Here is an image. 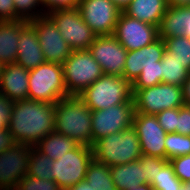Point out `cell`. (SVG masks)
Returning <instances> with one entry per match:
<instances>
[{
	"instance_id": "c3c4849f",
	"label": "cell",
	"mask_w": 190,
	"mask_h": 190,
	"mask_svg": "<svg viewBox=\"0 0 190 190\" xmlns=\"http://www.w3.org/2000/svg\"><path fill=\"white\" fill-rule=\"evenodd\" d=\"M180 190H190V181L182 183Z\"/></svg>"
},
{
	"instance_id": "2e32d148",
	"label": "cell",
	"mask_w": 190,
	"mask_h": 190,
	"mask_svg": "<svg viewBox=\"0 0 190 190\" xmlns=\"http://www.w3.org/2000/svg\"><path fill=\"white\" fill-rule=\"evenodd\" d=\"M30 146L16 143L0 153V189L18 187L27 174Z\"/></svg>"
},
{
	"instance_id": "603a6c76",
	"label": "cell",
	"mask_w": 190,
	"mask_h": 190,
	"mask_svg": "<svg viewBox=\"0 0 190 190\" xmlns=\"http://www.w3.org/2000/svg\"><path fill=\"white\" fill-rule=\"evenodd\" d=\"M78 143L73 139L53 131L41 139L34 147L42 154L47 155L53 160L65 155L68 151L74 149Z\"/></svg>"
},
{
	"instance_id": "44dd1931",
	"label": "cell",
	"mask_w": 190,
	"mask_h": 190,
	"mask_svg": "<svg viewBox=\"0 0 190 190\" xmlns=\"http://www.w3.org/2000/svg\"><path fill=\"white\" fill-rule=\"evenodd\" d=\"M21 33V19L0 21V62L4 65L15 63Z\"/></svg>"
},
{
	"instance_id": "d590c367",
	"label": "cell",
	"mask_w": 190,
	"mask_h": 190,
	"mask_svg": "<svg viewBox=\"0 0 190 190\" xmlns=\"http://www.w3.org/2000/svg\"><path fill=\"white\" fill-rule=\"evenodd\" d=\"M155 116L166 133H177V108L166 109Z\"/></svg>"
},
{
	"instance_id": "ba28073f",
	"label": "cell",
	"mask_w": 190,
	"mask_h": 190,
	"mask_svg": "<svg viewBox=\"0 0 190 190\" xmlns=\"http://www.w3.org/2000/svg\"><path fill=\"white\" fill-rule=\"evenodd\" d=\"M93 160L92 147L78 144L65 155L53 160L52 180L62 190H67L85 180L86 172Z\"/></svg>"
},
{
	"instance_id": "d4e9b609",
	"label": "cell",
	"mask_w": 190,
	"mask_h": 190,
	"mask_svg": "<svg viewBox=\"0 0 190 190\" xmlns=\"http://www.w3.org/2000/svg\"><path fill=\"white\" fill-rule=\"evenodd\" d=\"M85 180L94 190H117L114 185L110 166L93 160L88 167Z\"/></svg>"
},
{
	"instance_id": "52a82bcc",
	"label": "cell",
	"mask_w": 190,
	"mask_h": 190,
	"mask_svg": "<svg viewBox=\"0 0 190 190\" xmlns=\"http://www.w3.org/2000/svg\"><path fill=\"white\" fill-rule=\"evenodd\" d=\"M132 93L135 113L156 115L185 105L182 86L159 83L145 89H132Z\"/></svg>"
},
{
	"instance_id": "d6a6232c",
	"label": "cell",
	"mask_w": 190,
	"mask_h": 190,
	"mask_svg": "<svg viewBox=\"0 0 190 190\" xmlns=\"http://www.w3.org/2000/svg\"><path fill=\"white\" fill-rule=\"evenodd\" d=\"M140 164L143 165V172L145 176V184H152L155 177L161 169L169 162L167 159H162L154 156L142 154L138 159Z\"/></svg>"
},
{
	"instance_id": "d6986e66",
	"label": "cell",
	"mask_w": 190,
	"mask_h": 190,
	"mask_svg": "<svg viewBox=\"0 0 190 190\" xmlns=\"http://www.w3.org/2000/svg\"><path fill=\"white\" fill-rule=\"evenodd\" d=\"M28 80L29 69L16 63L7 64L0 80V93L13 102L28 99Z\"/></svg>"
},
{
	"instance_id": "f6af8a7d",
	"label": "cell",
	"mask_w": 190,
	"mask_h": 190,
	"mask_svg": "<svg viewBox=\"0 0 190 190\" xmlns=\"http://www.w3.org/2000/svg\"><path fill=\"white\" fill-rule=\"evenodd\" d=\"M67 190H94L86 180L78 182L76 185L68 188Z\"/></svg>"
},
{
	"instance_id": "8fae6325",
	"label": "cell",
	"mask_w": 190,
	"mask_h": 190,
	"mask_svg": "<svg viewBox=\"0 0 190 190\" xmlns=\"http://www.w3.org/2000/svg\"><path fill=\"white\" fill-rule=\"evenodd\" d=\"M78 10L97 36L114 34L121 11L111 0H81Z\"/></svg>"
},
{
	"instance_id": "5bb4252c",
	"label": "cell",
	"mask_w": 190,
	"mask_h": 190,
	"mask_svg": "<svg viewBox=\"0 0 190 190\" xmlns=\"http://www.w3.org/2000/svg\"><path fill=\"white\" fill-rule=\"evenodd\" d=\"M104 74L122 76L128 51L113 36H97L88 49Z\"/></svg>"
},
{
	"instance_id": "681fc988",
	"label": "cell",
	"mask_w": 190,
	"mask_h": 190,
	"mask_svg": "<svg viewBox=\"0 0 190 190\" xmlns=\"http://www.w3.org/2000/svg\"><path fill=\"white\" fill-rule=\"evenodd\" d=\"M4 67H5V65L0 62V80H1V76L3 74Z\"/></svg>"
},
{
	"instance_id": "f1b7e54d",
	"label": "cell",
	"mask_w": 190,
	"mask_h": 190,
	"mask_svg": "<svg viewBox=\"0 0 190 190\" xmlns=\"http://www.w3.org/2000/svg\"><path fill=\"white\" fill-rule=\"evenodd\" d=\"M166 159L190 154V136L179 133H167L165 137Z\"/></svg>"
},
{
	"instance_id": "30bf717a",
	"label": "cell",
	"mask_w": 190,
	"mask_h": 190,
	"mask_svg": "<svg viewBox=\"0 0 190 190\" xmlns=\"http://www.w3.org/2000/svg\"><path fill=\"white\" fill-rule=\"evenodd\" d=\"M134 114V102H125L106 109L92 111V144L105 136L133 126Z\"/></svg>"
},
{
	"instance_id": "b9f144b4",
	"label": "cell",
	"mask_w": 190,
	"mask_h": 190,
	"mask_svg": "<svg viewBox=\"0 0 190 190\" xmlns=\"http://www.w3.org/2000/svg\"><path fill=\"white\" fill-rule=\"evenodd\" d=\"M183 26L185 36L190 38V7H183Z\"/></svg>"
},
{
	"instance_id": "3957f363",
	"label": "cell",
	"mask_w": 190,
	"mask_h": 190,
	"mask_svg": "<svg viewBox=\"0 0 190 190\" xmlns=\"http://www.w3.org/2000/svg\"><path fill=\"white\" fill-rule=\"evenodd\" d=\"M91 147L94 160L110 167L137 161L142 155L140 141L133 126L105 136L95 141Z\"/></svg>"
},
{
	"instance_id": "e0dca14e",
	"label": "cell",
	"mask_w": 190,
	"mask_h": 190,
	"mask_svg": "<svg viewBox=\"0 0 190 190\" xmlns=\"http://www.w3.org/2000/svg\"><path fill=\"white\" fill-rule=\"evenodd\" d=\"M165 51V42L160 37L141 49L128 51L122 77L132 84L140 75L143 67L157 65V61L162 60Z\"/></svg>"
},
{
	"instance_id": "277c9868",
	"label": "cell",
	"mask_w": 190,
	"mask_h": 190,
	"mask_svg": "<svg viewBox=\"0 0 190 190\" xmlns=\"http://www.w3.org/2000/svg\"><path fill=\"white\" fill-rule=\"evenodd\" d=\"M91 111L134 102L132 84L122 76L104 74L78 95Z\"/></svg>"
},
{
	"instance_id": "6da1fadb",
	"label": "cell",
	"mask_w": 190,
	"mask_h": 190,
	"mask_svg": "<svg viewBox=\"0 0 190 190\" xmlns=\"http://www.w3.org/2000/svg\"><path fill=\"white\" fill-rule=\"evenodd\" d=\"M54 104L24 99L14 102L8 130L16 143L34 147L55 131Z\"/></svg>"
},
{
	"instance_id": "f35d334b",
	"label": "cell",
	"mask_w": 190,
	"mask_h": 190,
	"mask_svg": "<svg viewBox=\"0 0 190 190\" xmlns=\"http://www.w3.org/2000/svg\"><path fill=\"white\" fill-rule=\"evenodd\" d=\"M177 133L190 136V106L177 108Z\"/></svg>"
},
{
	"instance_id": "8992f818",
	"label": "cell",
	"mask_w": 190,
	"mask_h": 190,
	"mask_svg": "<svg viewBox=\"0 0 190 190\" xmlns=\"http://www.w3.org/2000/svg\"><path fill=\"white\" fill-rule=\"evenodd\" d=\"M62 66L64 84L69 95L78 96L104 75L99 63L88 49L72 50Z\"/></svg>"
},
{
	"instance_id": "f546056e",
	"label": "cell",
	"mask_w": 190,
	"mask_h": 190,
	"mask_svg": "<svg viewBox=\"0 0 190 190\" xmlns=\"http://www.w3.org/2000/svg\"><path fill=\"white\" fill-rule=\"evenodd\" d=\"M162 62L143 67L140 75L132 83V89H145L162 83Z\"/></svg>"
},
{
	"instance_id": "9c48e42d",
	"label": "cell",
	"mask_w": 190,
	"mask_h": 190,
	"mask_svg": "<svg viewBox=\"0 0 190 190\" xmlns=\"http://www.w3.org/2000/svg\"><path fill=\"white\" fill-rule=\"evenodd\" d=\"M58 27L72 50L89 49L97 35L84 22L78 8L57 10L47 14Z\"/></svg>"
},
{
	"instance_id": "e575fe53",
	"label": "cell",
	"mask_w": 190,
	"mask_h": 190,
	"mask_svg": "<svg viewBox=\"0 0 190 190\" xmlns=\"http://www.w3.org/2000/svg\"><path fill=\"white\" fill-rule=\"evenodd\" d=\"M175 175L184 183L190 181V154L169 160Z\"/></svg>"
},
{
	"instance_id": "ab89813d",
	"label": "cell",
	"mask_w": 190,
	"mask_h": 190,
	"mask_svg": "<svg viewBox=\"0 0 190 190\" xmlns=\"http://www.w3.org/2000/svg\"><path fill=\"white\" fill-rule=\"evenodd\" d=\"M16 21V9L13 0H0V21Z\"/></svg>"
},
{
	"instance_id": "1f68e13d",
	"label": "cell",
	"mask_w": 190,
	"mask_h": 190,
	"mask_svg": "<svg viewBox=\"0 0 190 190\" xmlns=\"http://www.w3.org/2000/svg\"><path fill=\"white\" fill-rule=\"evenodd\" d=\"M16 9V20H32L44 16L41 0H13ZM40 6V7H39ZM37 7H39L37 9Z\"/></svg>"
},
{
	"instance_id": "7c38bea8",
	"label": "cell",
	"mask_w": 190,
	"mask_h": 190,
	"mask_svg": "<svg viewBox=\"0 0 190 190\" xmlns=\"http://www.w3.org/2000/svg\"><path fill=\"white\" fill-rule=\"evenodd\" d=\"M29 22L35 27L38 34L45 61L62 65L70 56L72 49L63 39L53 20L48 15H44L29 20Z\"/></svg>"
},
{
	"instance_id": "ee69618b",
	"label": "cell",
	"mask_w": 190,
	"mask_h": 190,
	"mask_svg": "<svg viewBox=\"0 0 190 190\" xmlns=\"http://www.w3.org/2000/svg\"><path fill=\"white\" fill-rule=\"evenodd\" d=\"M170 7H190V0H167Z\"/></svg>"
},
{
	"instance_id": "7dc6e473",
	"label": "cell",
	"mask_w": 190,
	"mask_h": 190,
	"mask_svg": "<svg viewBox=\"0 0 190 190\" xmlns=\"http://www.w3.org/2000/svg\"><path fill=\"white\" fill-rule=\"evenodd\" d=\"M130 190H154V189L150 184L146 183L143 185H139L138 187H134Z\"/></svg>"
},
{
	"instance_id": "484cf974",
	"label": "cell",
	"mask_w": 190,
	"mask_h": 190,
	"mask_svg": "<svg viewBox=\"0 0 190 190\" xmlns=\"http://www.w3.org/2000/svg\"><path fill=\"white\" fill-rule=\"evenodd\" d=\"M162 62V83L183 86L189 71L165 51Z\"/></svg>"
},
{
	"instance_id": "4dcf8cb0",
	"label": "cell",
	"mask_w": 190,
	"mask_h": 190,
	"mask_svg": "<svg viewBox=\"0 0 190 190\" xmlns=\"http://www.w3.org/2000/svg\"><path fill=\"white\" fill-rule=\"evenodd\" d=\"M182 183L168 162L155 177L151 186L154 190H180Z\"/></svg>"
},
{
	"instance_id": "9a60e30c",
	"label": "cell",
	"mask_w": 190,
	"mask_h": 190,
	"mask_svg": "<svg viewBox=\"0 0 190 190\" xmlns=\"http://www.w3.org/2000/svg\"><path fill=\"white\" fill-rule=\"evenodd\" d=\"M133 127L141 145V154L166 159V132L158 123L155 115L135 113Z\"/></svg>"
},
{
	"instance_id": "83f0119b",
	"label": "cell",
	"mask_w": 190,
	"mask_h": 190,
	"mask_svg": "<svg viewBox=\"0 0 190 190\" xmlns=\"http://www.w3.org/2000/svg\"><path fill=\"white\" fill-rule=\"evenodd\" d=\"M166 51L190 72V38L177 36L165 38Z\"/></svg>"
},
{
	"instance_id": "cb8c5ba5",
	"label": "cell",
	"mask_w": 190,
	"mask_h": 190,
	"mask_svg": "<svg viewBox=\"0 0 190 190\" xmlns=\"http://www.w3.org/2000/svg\"><path fill=\"white\" fill-rule=\"evenodd\" d=\"M158 36L165 38L185 36L183 26V7L168 6L158 27Z\"/></svg>"
},
{
	"instance_id": "7a4b0ae2",
	"label": "cell",
	"mask_w": 190,
	"mask_h": 190,
	"mask_svg": "<svg viewBox=\"0 0 190 190\" xmlns=\"http://www.w3.org/2000/svg\"><path fill=\"white\" fill-rule=\"evenodd\" d=\"M55 131L76 143L92 146V111L76 95L64 97L54 104Z\"/></svg>"
},
{
	"instance_id": "74e56055",
	"label": "cell",
	"mask_w": 190,
	"mask_h": 190,
	"mask_svg": "<svg viewBox=\"0 0 190 190\" xmlns=\"http://www.w3.org/2000/svg\"><path fill=\"white\" fill-rule=\"evenodd\" d=\"M14 102L0 93V130H7Z\"/></svg>"
},
{
	"instance_id": "ffe728a7",
	"label": "cell",
	"mask_w": 190,
	"mask_h": 190,
	"mask_svg": "<svg viewBox=\"0 0 190 190\" xmlns=\"http://www.w3.org/2000/svg\"><path fill=\"white\" fill-rule=\"evenodd\" d=\"M167 8V0H133L123 13L131 18L159 27Z\"/></svg>"
},
{
	"instance_id": "5b68a950",
	"label": "cell",
	"mask_w": 190,
	"mask_h": 190,
	"mask_svg": "<svg viewBox=\"0 0 190 190\" xmlns=\"http://www.w3.org/2000/svg\"><path fill=\"white\" fill-rule=\"evenodd\" d=\"M28 99L55 104L70 96L64 84L63 66L45 62L29 70Z\"/></svg>"
},
{
	"instance_id": "f907efd6",
	"label": "cell",
	"mask_w": 190,
	"mask_h": 190,
	"mask_svg": "<svg viewBox=\"0 0 190 190\" xmlns=\"http://www.w3.org/2000/svg\"><path fill=\"white\" fill-rule=\"evenodd\" d=\"M0 190H22L21 188L18 187H11V188H5V189H0Z\"/></svg>"
},
{
	"instance_id": "4fadbf2b",
	"label": "cell",
	"mask_w": 190,
	"mask_h": 190,
	"mask_svg": "<svg viewBox=\"0 0 190 190\" xmlns=\"http://www.w3.org/2000/svg\"><path fill=\"white\" fill-rule=\"evenodd\" d=\"M113 36L127 51L141 49L156 41L158 27L121 12Z\"/></svg>"
},
{
	"instance_id": "7402d4cb",
	"label": "cell",
	"mask_w": 190,
	"mask_h": 190,
	"mask_svg": "<svg viewBox=\"0 0 190 190\" xmlns=\"http://www.w3.org/2000/svg\"><path fill=\"white\" fill-rule=\"evenodd\" d=\"M110 172L117 190H130L145 184L143 165L140 164L139 160L128 164L111 166Z\"/></svg>"
},
{
	"instance_id": "4316f807",
	"label": "cell",
	"mask_w": 190,
	"mask_h": 190,
	"mask_svg": "<svg viewBox=\"0 0 190 190\" xmlns=\"http://www.w3.org/2000/svg\"><path fill=\"white\" fill-rule=\"evenodd\" d=\"M53 159L42 154L35 147H30L27 175L38 179L52 180Z\"/></svg>"
},
{
	"instance_id": "60d3db41",
	"label": "cell",
	"mask_w": 190,
	"mask_h": 190,
	"mask_svg": "<svg viewBox=\"0 0 190 190\" xmlns=\"http://www.w3.org/2000/svg\"><path fill=\"white\" fill-rule=\"evenodd\" d=\"M16 144L9 130H0V153Z\"/></svg>"
},
{
	"instance_id": "bcb514c9",
	"label": "cell",
	"mask_w": 190,
	"mask_h": 190,
	"mask_svg": "<svg viewBox=\"0 0 190 190\" xmlns=\"http://www.w3.org/2000/svg\"><path fill=\"white\" fill-rule=\"evenodd\" d=\"M116 7L123 12L125 8L128 6V4L133 0H111Z\"/></svg>"
},
{
	"instance_id": "8d00e7d4",
	"label": "cell",
	"mask_w": 190,
	"mask_h": 190,
	"mask_svg": "<svg viewBox=\"0 0 190 190\" xmlns=\"http://www.w3.org/2000/svg\"><path fill=\"white\" fill-rule=\"evenodd\" d=\"M80 1L81 0H41V5L44 14L47 15L57 10L78 8Z\"/></svg>"
},
{
	"instance_id": "ac0fdd59",
	"label": "cell",
	"mask_w": 190,
	"mask_h": 190,
	"mask_svg": "<svg viewBox=\"0 0 190 190\" xmlns=\"http://www.w3.org/2000/svg\"><path fill=\"white\" fill-rule=\"evenodd\" d=\"M45 62L35 27L29 21L21 19V33L15 63L30 70Z\"/></svg>"
},
{
	"instance_id": "7bdbcfd3",
	"label": "cell",
	"mask_w": 190,
	"mask_h": 190,
	"mask_svg": "<svg viewBox=\"0 0 190 190\" xmlns=\"http://www.w3.org/2000/svg\"><path fill=\"white\" fill-rule=\"evenodd\" d=\"M183 99L186 106H190V73L187 79L184 81L183 86Z\"/></svg>"
},
{
	"instance_id": "836d02e7",
	"label": "cell",
	"mask_w": 190,
	"mask_h": 190,
	"mask_svg": "<svg viewBox=\"0 0 190 190\" xmlns=\"http://www.w3.org/2000/svg\"><path fill=\"white\" fill-rule=\"evenodd\" d=\"M19 188L22 190H62L54 180L38 179L27 174L19 181Z\"/></svg>"
}]
</instances>
